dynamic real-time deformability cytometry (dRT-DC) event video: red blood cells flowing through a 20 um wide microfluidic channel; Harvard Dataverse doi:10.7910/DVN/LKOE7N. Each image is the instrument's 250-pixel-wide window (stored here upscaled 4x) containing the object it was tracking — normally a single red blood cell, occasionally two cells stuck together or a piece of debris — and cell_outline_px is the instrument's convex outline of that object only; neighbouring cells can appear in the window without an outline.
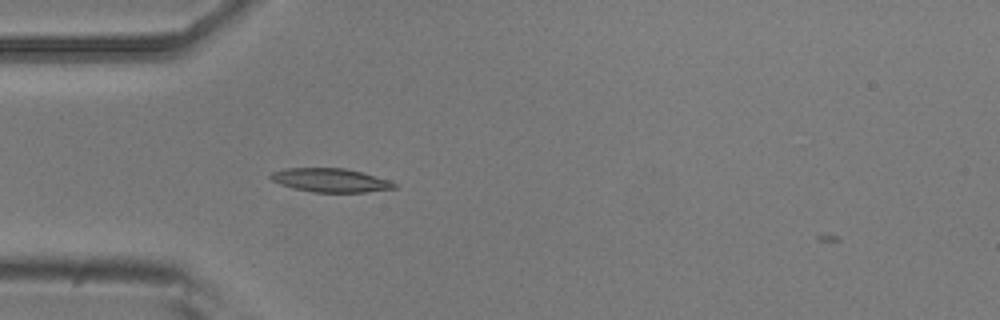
{"species": "common noctule bat (a hibernating species)", "species_latin": "Nyctalus noctula", "temperature_condition": "room temperature", "stored_images_in_passage": 3, "camera_frame_rate_fps": 3000, "um_per_image_px": 0.085, "animal": {"sex": "male", "body_mass_g": 20.5, "forearm_length_mm": 52.5}, "frame": {"image": 1, "passage_image": 2, "time_ms": 0.333, "image_size_px": [1000, 320], "cell_outline_px": [[396, 188], [364, 192], [312, 192], [292, 188], [280, 184], [272, 180], [268, 176], [272, 172], [284, 168], [344, 168], [360, 172], [388, 180], [396, 184]], "centroid_in_image_um": [28.03, 15.32], "position_along_channel_um": 57.0, "area_um2": 16.94}}